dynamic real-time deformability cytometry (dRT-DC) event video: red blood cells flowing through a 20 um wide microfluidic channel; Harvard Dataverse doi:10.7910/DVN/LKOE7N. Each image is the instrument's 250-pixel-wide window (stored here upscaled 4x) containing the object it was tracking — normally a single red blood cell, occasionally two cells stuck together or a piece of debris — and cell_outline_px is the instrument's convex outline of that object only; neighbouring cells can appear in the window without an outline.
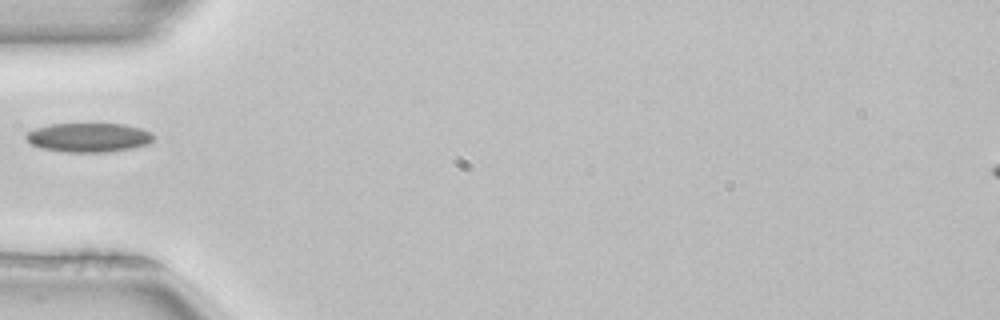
{"species": "common noctule bat (a hibernating species)", "species_latin": "Nyctalus noctula", "temperature_condition": "room temperature", "stored_images_in_passage": 1, "camera_frame_rate_fps": 3000, "um_per_image_px": 0.085, "animal": {"sex": "female", "body_mass_g": 22.7, "forearm_length_mm": 54.2}, "frame": {"image": 1, "passage_image": 1, "time_ms": 0.0, "image_size_px": [1000, 320], "cell_outline_px": [[152, 140], [148, 144], [132, 148], [104, 152], [64, 152], [40, 148], [32, 144], [24, 136], [28, 132], [36, 128], [52, 124], [124, 124], [140, 128], [152, 132]], "centroid_in_image_um": [7.53, 11.69], "position_along_channel_um": 77.5, "area_um2": 21.5}}